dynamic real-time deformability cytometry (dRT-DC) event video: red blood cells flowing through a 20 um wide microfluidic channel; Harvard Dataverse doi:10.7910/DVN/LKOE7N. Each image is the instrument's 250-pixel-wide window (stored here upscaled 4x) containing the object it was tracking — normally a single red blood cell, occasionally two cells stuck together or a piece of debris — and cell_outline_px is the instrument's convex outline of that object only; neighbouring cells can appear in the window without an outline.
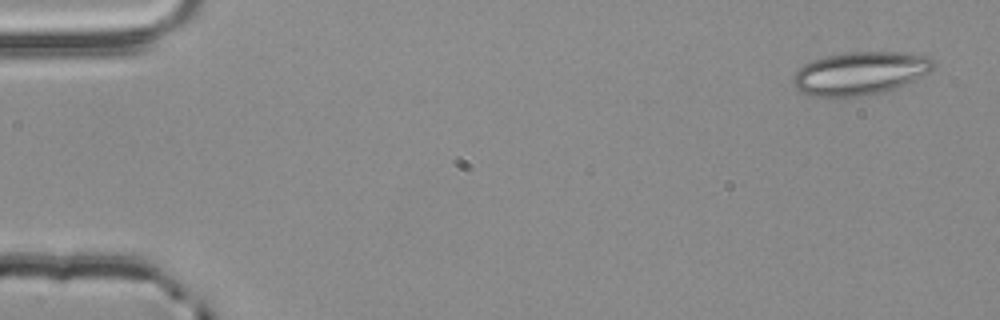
{"species": "common noctule bat (a hibernating species)", "species_latin": "Nyctalus noctula", "temperature_condition": "room temperature", "stored_images_in_passage": 4, "camera_frame_rate_fps": 3000, "um_per_image_px": 0.085, "animal": {"sex": "male", "body_mass_g": 20.4}, "frame": {"image": 1, "passage_image": 1, "time_ms": 0.0, "image_size_px": [1000, 320], "cell_outline_px": [[936, 64], [928, 72], [904, 84], [884, 92], [836, 100], [812, 96], [800, 92], [792, 84], [792, 76], [804, 64], [812, 60], [844, 52], [908, 52], [928, 56]], "centroid_in_image_um": [73.04, 6.26], "position_along_channel_um": 12.0, "area_um2": 35.78}}